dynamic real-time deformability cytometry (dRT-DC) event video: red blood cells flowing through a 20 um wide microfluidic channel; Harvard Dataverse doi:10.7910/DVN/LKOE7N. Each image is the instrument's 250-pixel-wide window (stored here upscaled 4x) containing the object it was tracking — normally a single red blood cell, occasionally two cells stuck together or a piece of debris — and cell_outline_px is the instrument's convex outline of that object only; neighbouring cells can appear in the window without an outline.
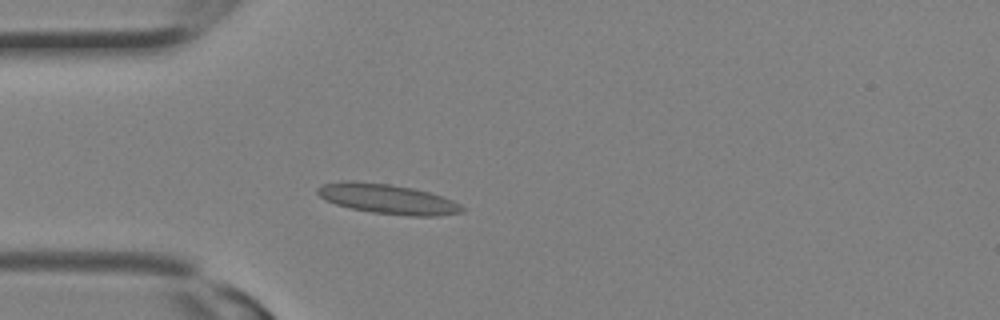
{"species": "Egyptian fruit bat (a non-hibernating species)", "species_latin": "Rousettus aegyptiacus", "temperature_condition": "room temperature", "stored_images_in_passage": 10, "camera_frame_rate_fps": 3000, "um_per_image_px": 0.085, "animal": {"sex": "female"}, "frame": {"image": 1, "passage_image": 6, "time_ms": 1.667, "image_size_px": [1000, 320], "cell_outline_px": [[464, 212], [436, 216], [408, 216], [372, 212], [352, 208], [336, 204], [324, 200], [316, 192], [316, 188], [324, 184], [344, 180], [352, 180], [388, 184], [412, 188], [428, 192], [452, 200], [460, 204], [464, 208]], "centroid_in_image_um": [32.92, 16.91], "position_along_channel_um": 52.1, "area_um2": 25.03}}
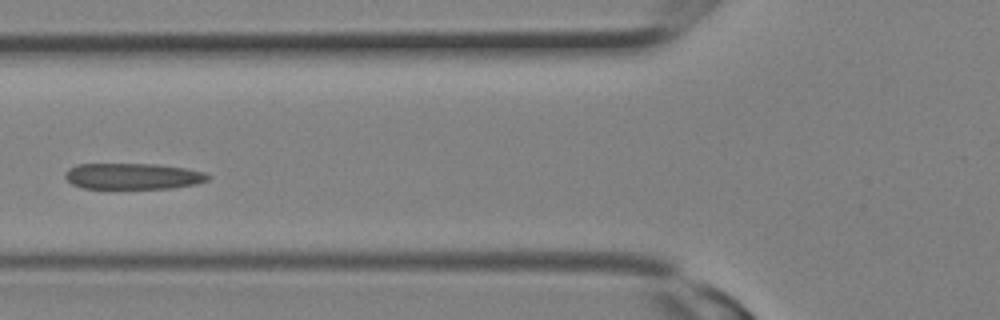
{"frame": {"image": 2, "passage_image": 9, "time_ms": 2.667, "image_size_px": [1000, 320], "cell_outline_px": [[212, 176], [208, 180], [196, 184], [172, 188], [84, 188], [72, 184], [64, 176], [64, 172], [68, 168], [76, 164], [156, 164], [184, 168], [204, 172]], "centroid_in_image_um": [11.29, 14.97], "position_along_channel_um": 114.5, "area_um2": 21.73}}